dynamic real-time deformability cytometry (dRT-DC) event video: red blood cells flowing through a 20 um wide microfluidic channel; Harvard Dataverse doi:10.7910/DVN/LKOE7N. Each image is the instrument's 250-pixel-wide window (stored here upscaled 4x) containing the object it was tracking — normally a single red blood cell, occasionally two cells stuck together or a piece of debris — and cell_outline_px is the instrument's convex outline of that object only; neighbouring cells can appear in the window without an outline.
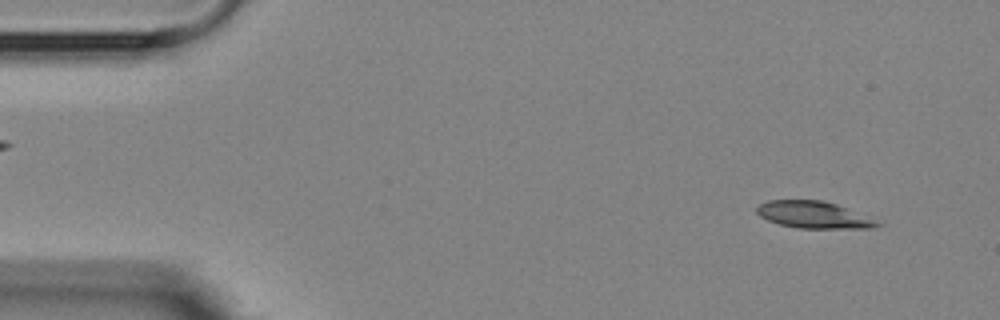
{"species": "Egyptian fruit bat (a non-hibernating species)", "species_latin": "Rousettus aegyptiacus", "temperature_condition": "room temperature", "stored_images_in_passage": 52, "camera_frame_rate_fps": 3000, "um_per_image_px": 0.085, "animal": {"sex": "female"}, "frame": {"image": 1, "passage_image": 2, "time_ms": 0.333, "image_size_px": [1000, 320], "cell_outline_px": [[884, 224], [872, 228], [796, 228], [780, 224], [768, 220], [760, 216], [756, 212], [756, 208], [760, 204], [768, 200], [824, 200], [836, 204]], "centroid_in_image_um": [69.12, 18.26], "position_along_channel_um": 15.9, "area_um2": 18.67}}
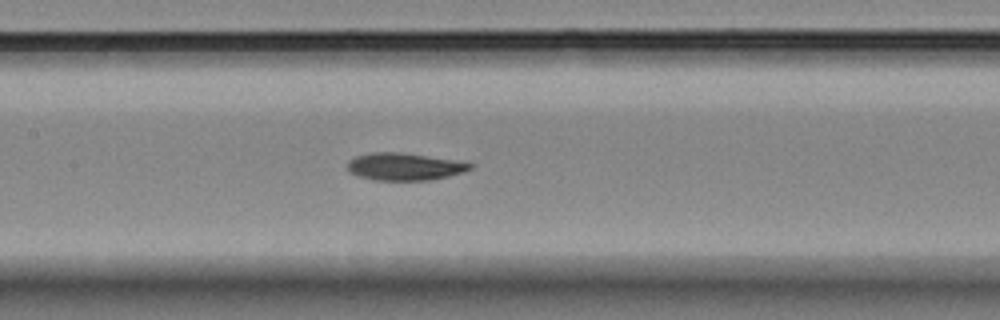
{"frame": {"image": 2, "passage_image": 23, "time_ms": 7.333, "image_size_px": [1000, 320], "cell_outline_px": [[476, 164], [472, 168], [464, 172], [448, 176], [428, 180], [376, 180], [360, 176], [348, 172], [348, 160], [356, 156], [372, 152], [400, 152], [464, 160]], "centroid_in_image_um": [34.46, 14.14], "position_along_channel_um": 172.9, "area_um2": 19.88}}
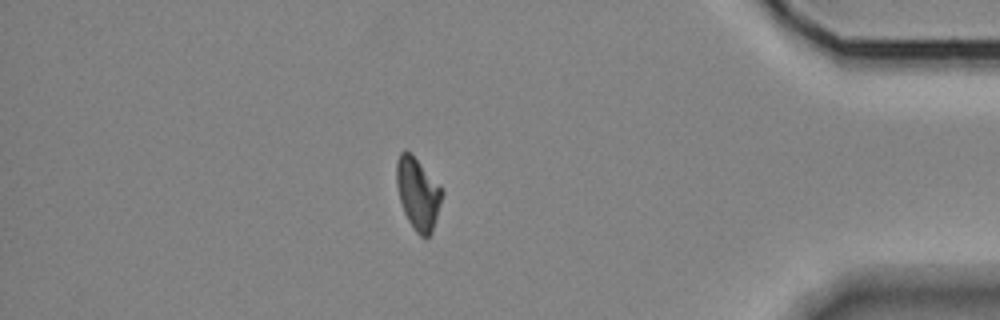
{"frame": {"image": 3, "passage_image": 45, "time_ms": 14.667, "image_size_px": [1000, 320], "cell_outline_px": [[444, 192], [432, 232], [424, 240], [416, 232], [408, 220], [404, 212], [400, 200], [396, 184], [396, 160], [400, 152], [404, 148], [412, 152]], "centroid_in_image_um": [35.5, 16.43], "position_along_channel_um": 399.7, "area_um2": 19.19}, "authors_computed_cell_mechanics": {"area_um2": 19.6809, "velocity_mm_per_s": 3.5988, "shape_relaxation_time_tau1_ms": 4.136, "shape_relaxation_time_tau2_ms": null, "deformation_change_tau1": 0.1398, "deformation_change_tau2": null}}